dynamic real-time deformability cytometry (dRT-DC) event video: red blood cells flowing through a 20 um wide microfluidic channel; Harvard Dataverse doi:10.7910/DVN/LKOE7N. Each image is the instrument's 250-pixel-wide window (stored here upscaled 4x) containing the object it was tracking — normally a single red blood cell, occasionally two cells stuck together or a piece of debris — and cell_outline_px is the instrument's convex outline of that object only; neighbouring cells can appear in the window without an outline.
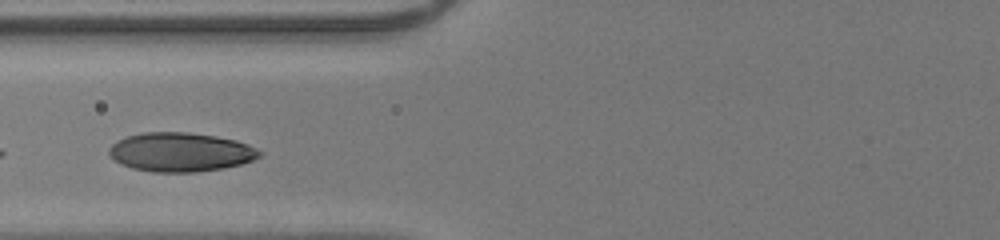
{"species": "human", "species_latin": "Homo sapiens", "temperature_condition": "room temperature", "stored_images_in_passage": 14, "segment_of_instrument_passage": [2, 2], "camera_frame_rate_fps": 3000, "um_per_image_px": 0.085, "donor": {"sex": "male"}, "frame": {"image": 1, "passage_image": 9, "time_ms": 2.667, "image_size_px": [1000, 240], "cell_outline_px": [[264, 152], [260, 156], [252, 160], [240, 164], [224, 168], [196, 172], [152, 172], [132, 168], [120, 164], [108, 156], [108, 148], [116, 140], [124, 136], [144, 132], [188, 132], [216, 136], [236, 140], [248, 144]], "centroid_in_image_um": [15.31, 12.92], "position_along_channel_um": 110.5, "area_um2": 34.62}}
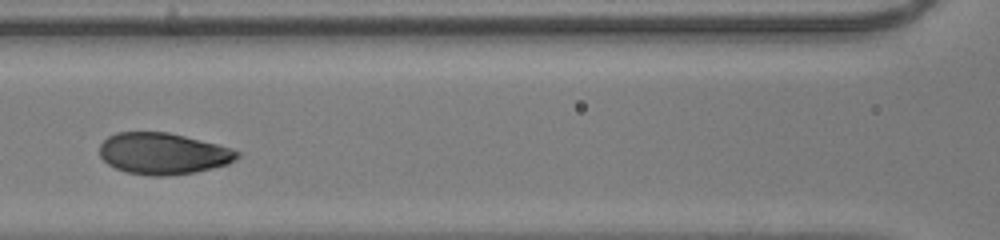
{"frame": {"image": 2, "passage_image": 12, "time_ms": 3.667, "image_size_px": [1000, 240], "cell_outline_px": [[240, 156], [236, 160], [228, 164], [212, 168], [192, 172], [168, 176], [148, 176], [124, 172], [108, 164], [100, 156], [100, 144], [108, 136], [116, 132], [168, 132], [232, 148], [240, 152]], "centroid_in_image_um": [13.85, 13.06], "position_along_channel_um": 152.7, "area_um2": 33.29}}